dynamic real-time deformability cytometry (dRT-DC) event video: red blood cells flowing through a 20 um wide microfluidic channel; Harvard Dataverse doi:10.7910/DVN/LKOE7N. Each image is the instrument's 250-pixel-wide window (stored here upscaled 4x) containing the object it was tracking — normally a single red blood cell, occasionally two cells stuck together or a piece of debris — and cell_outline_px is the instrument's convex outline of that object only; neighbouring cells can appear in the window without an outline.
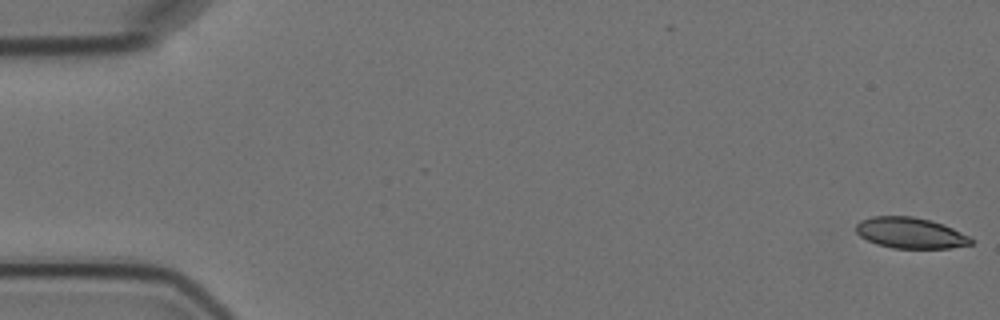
{"species": "Egyptian fruit bat (a non-hibernating species)", "species_latin": "Rousettus aegyptiacus", "temperature_condition": "cold", "stored_images_in_passage": 4, "camera_frame_rate_fps": 3000, "um_per_image_px": 0.085, "animal": {"sex": "female"}, "frame": {"image": 1, "passage_image": 1, "time_ms": 0.0, "image_size_px": [1000, 320], "cell_outline_px": [[976, 240], [972, 244], [952, 248], [892, 248], [876, 244], [860, 236], [856, 232], [856, 224], [860, 220], [872, 216], [912, 216], [932, 220], [944, 224], [972, 236]], "centroid_in_image_um": [77.44, 19.8], "position_along_channel_um": 7.6, "area_um2": 21.1}}
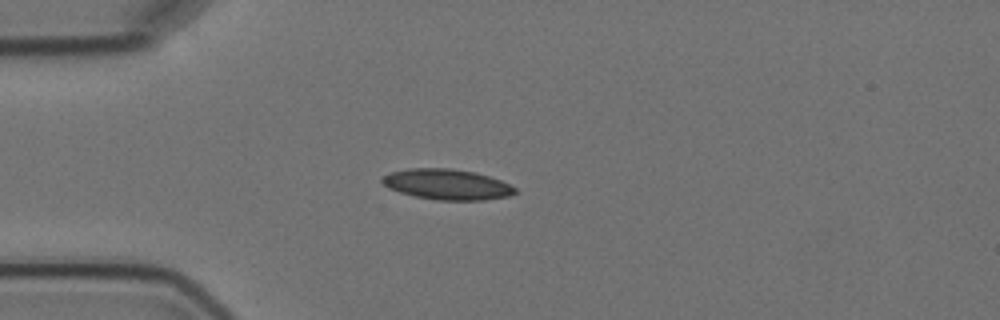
{"frame": {"image": 2, "passage_image": 4, "time_ms": 4.667, "image_size_px": [1000, 320], "cell_outline_px": [[520, 192], [508, 196], [484, 200], [436, 200], [416, 196], [400, 192], [388, 188], [380, 180], [384, 176], [392, 172], [408, 168], [452, 168], [476, 172], [500, 180], [516, 188]], "centroid_in_image_um": [38.02, 15.67], "position_along_channel_um": 47.0, "area_um2": 23.64}}